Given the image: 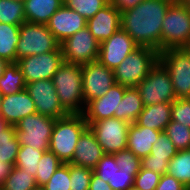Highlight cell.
Listing matches in <instances>:
<instances>
[{
  "mask_svg": "<svg viewBox=\"0 0 190 190\" xmlns=\"http://www.w3.org/2000/svg\"><path fill=\"white\" fill-rule=\"evenodd\" d=\"M171 3V0H143L121 12L120 26L138 46L161 52L162 21Z\"/></svg>",
  "mask_w": 190,
  "mask_h": 190,
  "instance_id": "6da1fadb",
  "label": "cell"
},
{
  "mask_svg": "<svg viewBox=\"0 0 190 190\" xmlns=\"http://www.w3.org/2000/svg\"><path fill=\"white\" fill-rule=\"evenodd\" d=\"M87 128L88 123L82 113H70L57 119L53 127L49 151L53 152L63 164L70 163L76 143Z\"/></svg>",
  "mask_w": 190,
  "mask_h": 190,
  "instance_id": "7a4b0ae2",
  "label": "cell"
},
{
  "mask_svg": "<svg viewBox=\"0 0 190 190\" xmlns=\"http://www.w3.org/2000/svg\"><path fill=\"white\" fill-rule=\"evenodd\" d=\"M61 105L69 113H83L82 65L64 61L52 78Z\"/></svg>",
  "mask_w": 190,
  "mask_h": 190,
  "instance_id": "3957f363",
  "label": "cell"
},
{
  "mask_svg": "<svg viewBox=\"0 0 190 190\" xmlns=\"http://www.w3.org/2000/svg\"><path fill=\"white\" fill-rule=\"evenodd\" d=\"M160 52L138 46L114 69L115 81L124 87H136L159 61Z\"/></svg>",
  "mask_w": 190,
  "mask_h": 190,
  "instance_id": "277c9868",
  "label": "cell"
},
{
  "mask_svg": "<svg viewBox=\"0 0 190 190\" xmlns=\"http://www.w3.org/2000/svg\"><path fill=\"white\" fill-rule=\"evenodd\" d=\"M190 41V10L181 2H172L161 27V52L183 48Z\"/></svg>",
  "mask_w": 190,
  "mask_h": 190,
  "instance_id": "5b68a950",
  "label": "cell"
},
{
  "mask_svg": "<svg viewBox=\"0 0 190 190\" xmlns=\"http://www.w3.org/2000/svg\"><path fill=\"white\" fill-rule=\"evenodd\" d=\"M60 43L47 25L25 21L20 26L19 41L16 47V62L26 56L56 51Z\"/></svg>",
  "mask_w": 190,
  "mask_h": 190,
  "instance_id": "8992f818",
  "label": "cell"
},
{
  "mask_svg": "<svg viewBox=\"0 0 190 190\" xmlns=\"http://www.w3.org/2000/svg\"><path fill=\"white\" fill-rule=\"evenodd\" d=\"M57 119L30 114L15 125V132L20 145H27L37 150L49 151V143Z\"/></svg>",
  "mask_w": 190,
  "mask_h": 190,
  "instance_id": "52a82bcc",
  "label": "cell"
},
{
  "mask_svg": "<svg viewBox=\"0 0 190 190\" xmlns=\"http://www.w3.org/2000/svg\"><path fill=\"white\" fill-rule=\"evenodd\" d=\"M144 106L158 103H172L174 94L171 77L165 66L158 61L149 74L136 86Z\"/></svg>",
  "mask_w": 190,
  "mask_h": 190,
  "instance_id": "ba28073f",
  "label": "cell"
},
{
  "mask_svg": "<svg viewBox=\"0 0 190 190\" xmlns=\"http://www.w3.org/2000/svg\"><path fill=\"white\" fill-rule=\"evenodd\" d=\"M168 70L176 98H190V57L183 48H169L159 54Z\"/></svg>",
  "mask_w": 190,
  "mask_h": 190,
  "instance_id": "9c48e42d",
  "label": "cell"
},
{
  "mask_svg": "<svg viewBox=\"0 0 190 190\" xmlns=\"http://www.w3.org/2000/svg\"><path fill=\"white\" fill-rule=\"evenodd\" d=\"M86 122L105 154H114L127 148L129 122L115 117Z\"/></svg>",
  "mask_w": 190,
  "mask_h": 190,
  "instance_id": "30bf717a",
  "label": "cell"
},
{
  "mask_svg": "<svg viewBox=\"0 0 190 190\" xmlns=\"http://www.w3.org/2000/svg\"><path fill=\"white\" fill-rule=\"evenodd\" d=\"M64 61L84 65L98 60L100 43L87 27L60 43Z\"/></svg>",
  "mask_w": 190,
  "mask_h": 190,
  "instance_id": "8fae6325",
  "label": "cell"
},
{
  "mask_svg": "<svg viewBox=\"0 0 190 190\" xmlns=\"http://www.w3.org/2000/svg\"><path fill=\"white\" fill-rule=\"evenodd\" d=\"M63 62L62 51L59 47L56 51L26 56L17 60L16 63L27 84L38 80L52 79Z\"/></svg>",
  "mask_w": 190,
  "mask_h": 190,
  "instance_id": "7c38bea8",
  "label": "cell"
},
{
  "mask_svg": "<svg viewBox=\"0 0 190 190\" xmlns=\"http://www.w3.org/2000/svg\"><path fill=\"white\" fill-rule=\"evenodd\" d=\"M116 83L114 70L104 66L99 60L82 65V89L85 105L105 95Z\"/></svg>",
  "mask_w": 190,
  "mask_h": 190,
  "instance_id": "4fadbf2b",
  "label": "cell"
},
{
  "mask_svg": "<svg viewBox=\"0 0 190 190\" xmlns=\"http://www.w3.org/2000/svg\"><path fill=\"white\" fill-rule=\"evenodd\" d=\"M26 90L34 102L37 113L55 119L63 118L70 114L61 105L52 79L27 83Z\"/></svg>",
  "mask_w": 190,
  "mask_h": 190,
  "instance_id": "5bb4252c",
  "label": "cell"
},
{
  "mask_svg": "<svg viewBox=\"0 0 190 190\" xmlns=\"http://www.w3.org/2000/svg\"><path fill=\"white\" fill-rule=\"evenodd\" d=\"M138 45L122 28L100 43L98 60L114 70Z\"/></svg>",
  "mask_w": 190,
  "mask_h": 190,
  "instance_id": "9a60e30c",
  "label": "cell"
},
{
  "mask_svg": "<svg viewBox=\"0 0 190 190\" xmlns=\"http://www.w3.org/2000/svg\"><path fill=\"white\" fill-rule=\"evenodd\" d=\"M126 88L115 83L105 95L89 101L82 113L85 120L99 121L112 117L119 119V102L122 100Z\"/></svg>",
  "mask_w": 190,
  "mask_h": 190,
  "instance_id": "2e32d148",
  "label": "cell"
},
{
  "mask_svg": "<svg viewBox=\"0 0 190 190\" xmlns=\"http://www.w3.org/2000/svg\"><path fill=\"white\" fill-rule=\"evenodd\" d=\"M46 25L57 41L62 43L77 31L85 28L87 25V19L63 4L51 16Z\"/></svg>",
  "mask_w": 190,
  "mask_h": 190,
  "instance_id": "e0dca14e",
  "label": "cell"
},
{
  "mask_svg": "<svg viewBox=\"0 0 190 190\" xmlns=\"http://www.w3.org/2000/svg\"><path fill=\"white\" fill-rule=\"evenodd\" d=\"M35 113L34 102L26 89L2 96L0 117L9 126H15L24 117Z\"/></svg>",
  "mask_w": 190,
  "mask_h": 190,
  "instance_id": "ac0fdd59",
  "label": "cell"
},
{
  "mask_svg": "<svg viewBox=\"0 0 190 190\" xmlns=\"http://www.w3.org/2000/svg\"><path fill=\"white\" fill-rule=\"evenodd\" d=\"M120 18L121 12L109 2L87 20L86 27L94 38L102 43L121 28Z\"/></svg>",
  "mask_w": 190,
  "mask_h": 190,
  "instance_id": "d6986e66",
  "label": "cell"
},
{
  "mask_svg": "<svg viewBox=\"0 0 190 190\" xmlns=\"http://www.w3.org/2000/svg\"><path fill=\"white\" fill-rule=\"evenodd\" d=\"M76 144L70 163L93 170L105 153L89 127L82 133Z\"/></svg>",
  "mask_w": 190,
  "mask_h": 190,
  "instance_id": "ffe728a7",
  "label": "cell"
},
{
  "mask_svg": "<svg viewBox=\"0 0 190 190\" xmlns=\"http://www.w3.org/2000/svg\"><path fill=\"white\" fill-rule=\"evenodd\" d=\"M161 132L132 123L129 125L126 149L132 151L138 158L142 159L150 155L152 146L157 141Z\"/></svg>",
  "mask_w": 190,
  "mask_h": 190,
  "instance_id": "44dd1931",
  "label": "cell"
},
{
  "mask_svg": "<svg viewBox=\"0 0 190 190\" xmlns=\"http://www.w3.org/2000/svg\"><path fill=\"white\" fill-rule=\"evenodd\" d=\"M170 121L171 103L164 102L144 106V109L140 112L134 124L163 132Z\"/></svg>",
  "mask_w": 190,
  "mask_h": 190,
  "instance_id": "7402d4cb",
  "label": "cell"
},
{
  "mask_svg": "<svg viewBox=\"0 0 190 190\" xmlns=\"http://www.w3.org/2000/svg\"><path fill=\"white\" fill-rule=\"evenodd\" d=\"M63 4V0H24L26 21L46 25Z\"/></svg>",
  "mask_w": 190,
  "mask_h": 190,
  "instance_id": "603a6c76",
  "label": "cell"
},
{
  "mask_svg": "<svg viewBox=\"0 0 190 190\" xmlns=\"http://www.w3.org/2000/svg\"><path fill=\"white\" fill-rule=\"evenodd\" d=\"M119 103V119L130 124L137 120L138 115L144 109L140 92L136 87L126 88Z\"/></svg>",
  "mask_w": 190,
  "mask_h": 190,
  "instance_id": "cb8c5ba5",
  "label": "cell"
},
{
  "mask_svg": "<svg viewBox=\"0 0 190 190\" xmlns=\"http://www.w3.org/2000/svg\"><path fill=\"white\" fill-rule=\"evenodd\" d=\"M20 26L0 22V58L10 63L16 62Z\"/></svg>",
  "mask_w": 190,
  "mask_h": 190,
  "instance_id": "d4e9b609",
  "label": "cell"
},
{
  "mask_svg": "<svg viewBox=\"0 0 190 190\" xmlns=\"http://www.w3.org/2000/svg\"><path fill=\"white\" fill-rule=\"evenodd\" d=\"M26 89V83L18 64L9 63L0 77V92L2 96L15 94Z\"/></svg>",
  "mask_w": 190,
  "mask_h": 190,
  "instance_id": "484cf974",
  "label": "cell"
},
{
  "mask_svg": "<svg viewBox=\"0 0 190 190\" xmlns=\"http://www.w3.org/2000/svg\"><path fill=\"white\" fill-rule=\"evenodd\" d=\"M167 174L190 187V149L179 150L169 161Z\"/></svg>",
  "mask_w": 190,
  "mask_h": 190,
  "instance_id": "4316f807",
  "label": "cell"
},
{
  "mask_svg": "<svg viewBox=\"0 0 190 190\" xmlns=\"http://www.w3.org/2000/svg\"><path fill=\"white\" fill-rule=\"evenodd\" d=\"M19 147L15 126H8L0 133V161L15 165Z\"/></svg>",
  "mask_w": 190,
  "mask_h": 190,
  "instance_id": "83f0119b",
  "label": "cell"
},
{
  "mask_svg": "<svg viewBox=\"0 0 190 190\" xmlns=\"http://www.w3.org/2000/svg\"><path fill=\"white\" fill-rule=\"evenodd\" d=\"M37 187L32 173L14 166L0 190H33Z\"/></svg>",
  "mask_w": 190,
  "mask_h": 190,
  "instance_id": "f1b7e54d",
  "label": "cell"
},
{
  "mask_svg": "<svg viewBox=\"0 0 190 190\" xmlns=\"http://www.w3.org/2000/svg\"><path fill=\"white\" fill-rule=\"evenodd\" d=\"M44 152L45 151L43 150H37L27 145H20L14 166L27 173H32L35 177L38 168V161L42 158Z\"/></svg>",
  "mask_w": 190,
  "mask_h": 190,
  "instance_id": "f546056e",
  "label": "cell"
},
{
  "mask_svg": "<svg viewBox=\"0 0 190 190\" xmlns=\"http://www.w3.org/2000/svg\"><path fill=\"white\" fill-rule=\"evenodd\" d=\"M26 21L24 2L16 0H0V22L21 25Z\"/></svg>",
  "mask_w": 190,
  "mask_h": 190,
  "instance_id": "4dcf8cb0",
  "label": "cell"
},
{
  "mask_svg": "<svg viewBox=\"0 0 190 190\" xmlns=\"http://www.w3.org/2000/svg\"><path fill=\"white\" fill-rule=\"evenodd\" d=\"M62 164L63 163L53 152L45 151L42 158L38 161V168L35 176L37 186L42 187L45 185Z\"/></svg>",
  "mask_w": 190,
  "mask_h": 190,
  "instance_id": "1f68e13d",
  "label": "cell"
},
{
  "mask_svg": "<svg viewBox=\"0 0 190 190\" xmlns=\"http://www.w3.org/2000/svg\"><path fill=\"white\" fill-rule=\"evenodd\" d=\"M164 133L170 138L176 149H190V128L180 122L170 121L164 129Z\"/></svg>",
  "mask_w": 190,
  "mask_h": 190,
  "instance_id": "d6a6232c",
  "label": "cell"
},
{
  "mask_svg": "<svg viewBox=\"0 0 190 190\" xmlns=\"http://www.w3.org/2000/svg\"><path fill=\"white\" fill-rule=\"evenodd\" d=\"M64 5L78 12L85 19L93 17L109 0H63Z\"/></svg>",
  "mask_w": 190,
  "mask_h": 190,
  "instance_id": "836d02e7",
  "label": "cell"
},
{
  "mask_svg": "<svg viewBox=\"0 0 190 190\" xmlns=\"http://www.w3.org/2000/svg\"><path fill=\"white\" fill-rule=\"evenodd\" d=\"M93 172L90 168L70 163V190H89Z\"/></svg>",
  "mask_w": 190,
  "mask_h": 190,
  "instance_id": "e575fe53",
  "label": "cell"
},
{
  "mask_svg": "<svg viewBox=\"0 0 190 190\" xmlns=\"http://www.w3.org/2000/svg\"><path fill=\"white\" fill-rule=\"evenodd\" d=\"M177 152L178 150L163 131L159 134L157 141L153 144L150 155L153 156V159L163 160L172 159Z\"/></svg>",
  "mask_w": 190,
  "mask_h": 190,
  "instance_id": "d590c367",
  "label": "cell"
},
{
  "mask_svg": "<svg viewBox=\"0 0 190 190\" xmlns=\"http://www.w3.org/2000/svg\"><path fill=\"white\" fill-rule=\"evenodd\" d=\"M42 188L44 190H70V163L62 164Z\"/></svg>",
  "mask_w": 190,
  "mask_h": 190,
  "instance_id": "8d00e7d4",
  "label": "cell"
},
{
  "mask_svg": "<svg viewBox=\"0 0 190 190\" xmlns=\"http://www.w3.org/2000/svg\"><path fill=\"white\" fill-rule=\"evenodd\" d=\"M118 170L120 168L115 161L114 154H104L93 169L94 173L107 183H112V177Z\"/></svg>",
  "mask_w": 190,
  "mask_h": 190,
  "instance_id": "74e56055",
  "label": "cell"
},
{
  "mask_svg": "<svg viewBox=\"0 0 190 190\" xmlns=\"http://www.w3.org/2000/svg\"><path fill=\"white\" fill-rule=\"evenodd\" d=\"M171 121L190 128V98H178L171 103Z\"/></svg>",
  "mask_w": 190,
  "mask_h": 190,
  "instance_id": "f35d334b",
  "label": "cell"
},
{
  "mask_svg": "<svg viewBox=\"0 0 190 190\" xmlns=\"http://www.w3.org/2000/svg\"><path fill=\"white\" fill-rule=\"evenodd\" d=\"M115 161L120 169L125 171H140L141 159L132 151L125 149L114 153Z\"/></svg>",
  "mask_w": 190,
  "mask_h": 190,
  "instance_id": "ab89813d",
  "label": "cell"
},
{
  "mask_svg": "<svg viewBox=\"0 0 190 190\" xmlns=\"http://www.w3.org/2000/svg\"><path fill=\"white\" fill-rule=\"evenodd\" d=\"M161 176L151 170L140 168V171L135 176L134 185L141 190H155Z\"/></svg>",
  "mask_w": 190,
  "mask_h": 190,
  "instance_id": "60d3db41",
  "label": "cell"
},
{
  "mask_svg": "<svg viewBox=\"0 0 190 190\" xmlns=\"http://www.w3.org/2000/svg\"><path fill=\"white\" fill-rule=\"evenodd\" d=\"M139 171H125L123 169L115 172L112 177V183L109 185L113 190H127L134 185L135 176Z\"/></svg>",
  "mask_w": 190,
  "mask_h": 190,
  "instance_id": "b9f144b4",
  "label": "cell"
},
{
  "mask_svg": "<svg viewBox=\"0 0 190 190\" xmlns=\"http://www.w3.org/2000/svg\"><path fill=\"white\" fill-rule=\"evenodd\" d=\"M170 160L171 159H163V160L153 159L152 155H148L141 159V168L151 170L160 175H164L167 174Z\"/></svg>",
  "mask_w": 190,
  "mask_h": 190,
  "instance_id": "7bdbcfd3",
  "label": "cell"
},
{
  "mask_svg": "<svg viewBox=\"0 0 190 190\" xmlns=\"http://www.w3.org/2000/svg\"><path fill=\"white\" fill-rule=\"evenodd\" d=\"M155 190H188V188L175 177L164 174Z\"/></svg>",
  "mask_w": 190,
  "mask_h": 190,
  "instance_id": "ee69618b",
  "label": "cell"
},
{
  "mask_svg": "<svg viewBox=\"0 0 190 190\" xmlns=\"http://www.w3.org/2000/svg\"><path fill=\"white\" fill-rule=\"evenodd\" d=\"M142 1L143 0H109V2L120 12L132 9Z\"/></svg>",
  "mask_w": 190,
  "mask_h": 190,
  "instance_id": "f6af8a7d",
  "label": "cell"
},
{
  "mask_svg": "<svg viewBox=\"0 0 190 190\" xmlns=\"http://www.w3.org/2000/svg\"><path fill=\"white\" fill-rule=\"evenodd\" d=\"M89 190H113L109 183L105 182L94 172L92 174Z\"/></svg>",
  "mask_w": 190,
  "mask_h": 190,
  "instance_id": "bcb514c9",
  "label": "cell"
},
{
  "mask_svg": "<svg viewBox=\"0 0 190 190\" xmlns=\"http://www.w3.org/2000/svg\"><path fill=\"white\" fill-rule=\"evenodd\" d=\"M14 165L6 161H0V188L3 186L5 180L11 173Z\"/></svg>",
  "mask_w": 190,
  "mask_h": 190,
  "instance_id": "7dc6e473",
  "label": "cell"
},
{
  "mask_svg": "<svg viewBox=\"0 0 190 190\" xmlns=\"http://www.w3.org/2000/svg\"><path fill=\"white\" fill-rule=\"evenodd\" d=\"M9 63L7 60L0 58V77L4 74L5 68Z\"/></svg>",
  "mask_w": 190,
  "mask_h": 190,
  "instance_id": "c3c4849f",
  "label": "cell"
},
{
  "mask_svg": "<svg viewBox=\"0 0 190 190\" xmlns=\"http://www.w3.org/2000/svg\"><path fill=\"white\" fill-rule=\"evenodd\" d=\"M9 125L6 123V122H4L2 119H1V117H0V133L5 129V128H7Z\"/></svg>",
  "mask_w": 190,
  "mask_h": 190,
  "instance_id": "681fc988",
  "label": "cell"
},
{
  "mask_svg": "<svg viewBox=\"0 0 190 190\" xmlns=\"http://www.w3.org/2000/svg\"><path fill=\"white\" fill-rule=\"evenodd\" d=\"M183 49L186 51V53L190 57V41L183 47Z\"/></svg>",
  "mask_w": 190,
  "mask_h": 190,
  "instance_id": "f907efd6",
  "label": "cell"
},
{
  "mask_svg": "<svg viewBox=\"0 0 190 190\" xmlns=\"http://www.w3.org/2000/svg\"><path fill=\"white\" fill-rule=\"evenodd\" d=\"M181 3L190 10V0H183Z\"/></svg>",
  "mask_w": 190,
  "mask_h": 190,
  "instance_id": "816d5d0a",
  "label": "cell"
},
{
  "mask_svg": "<svg viewBox=\"0 0 190 190\" xmlns=\"http://www.w3.org/2000/svg\"><path fill=\"white\" fill-rule=\"evenodd\" d=\"M127 190H141L140 188L136 187L135 185H132L130 188Z\"/></svg>",
  "mask_w": 190,
  "mask_h": 190,
  "instance_id": "f5cc1de1",
  "label": "cell"
},
{
  "mask_svg": "<svg viewBox=\"0 0 190 190\" xmlns=\"http://www.w3.org/2000/svg\"><path fill=\"white\" fill-rule=\"evenodd\" d=\"M33 190H44V189L42 187H37V188H35Z\"/></svg>",
  "mask_w": 190,
  "mask_h": 190,
  "instance_id": "db71d44e",
  "label": "cell"
},
{
  "mask_svg": "<svg viewBox=\"0 0 190 190\" xmlns=\"http://www.w3.org/2000/svg\"><path fill=\"white\" fill-rule=\"evenodd\" d=\"M172 2H182L183 0H171Z\"/></svg>",
  "mask_w": 190,
  "mask_h": 190,
  "instance_id": "11a10c76",
  "label": "cell"
},
{
  "mask_svg": "<svg viewBox=\"0 0 190 190\" xmlns=\"http://www.w3.org/2000/svg\"><path fill=\"white\" fill-rule=\"evenodd\" d=\"M1 100H2V94L0 92V108H1Z\"/></svg>",
  "mask_w": 190,
  "mask_h": 190,
  "instance_id": "9f6ffc18",
  "label": "cell"
}]
</instances>
